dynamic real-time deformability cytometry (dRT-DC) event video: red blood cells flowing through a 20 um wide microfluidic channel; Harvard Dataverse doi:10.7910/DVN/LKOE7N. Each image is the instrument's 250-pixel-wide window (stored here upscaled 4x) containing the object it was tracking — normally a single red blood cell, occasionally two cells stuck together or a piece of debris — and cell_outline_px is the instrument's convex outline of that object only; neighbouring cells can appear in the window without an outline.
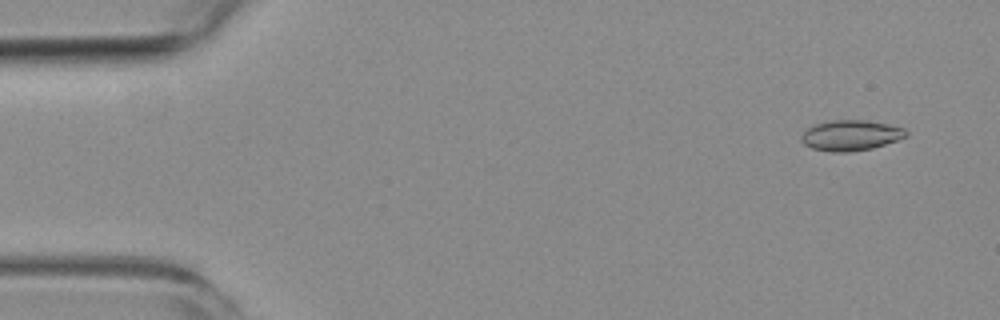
{"species": "common noctule bat (a hibernating species)", "species_latin": "Nyctalus noctula", "temperature_condition": "room temperature", "stored_images_in_passage": 10, "camera_frame_rate_fps": 3000, "um_per_image_px": 0.085, "animal": {"sex": "female", "body_mass_g": 19.3, "forearm_length_mm": 54.1}, "frame": {"image": 1, "passage_image": 2, "time_ms": 1.0, "image_size_px": [1000, 320], "cell_outline_px": [[908, 136], [872, 148], [848, 152], [832, 152], [812, 148], [804, 144], [800, 140], [800, 136], [808, 128], [816, 124], [832, 120], [864, 120], [888, 124], [904, 128], [908, 132]], "centroid_in_image_um": [72.31, 11.5], "position_along_channel_um": 12.7, "area_um2": 18.5}}
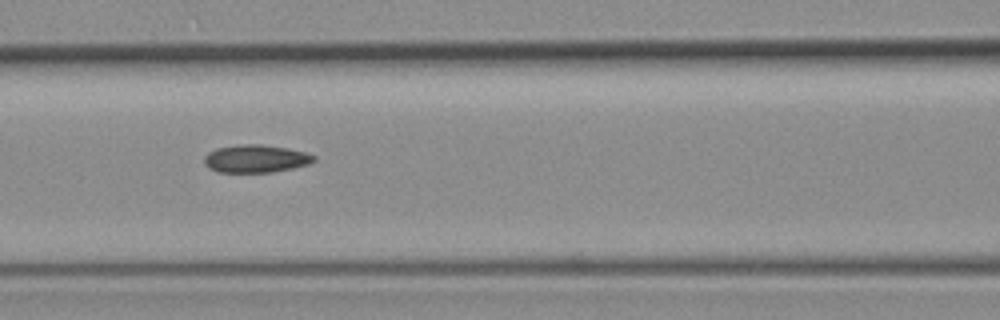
{"frame": {"image": 2, "passage_image": 7, "time_ms": 7.667, "image_size_px": [1000, 320], "cell_outline_px": [[316, 160], [308, 164], [292, 168], [272, 172], [216, 172], [208, 168], [204, 164], [204, 156], [208, 152], [216, 148], [240, 144], [264, 144], [288, 148], [304, 152], [316, 156]], "centroid_in_image_um": [21.71, 13.48], "position_along_channel_um": 144.9, "area_um2": 17.92}}
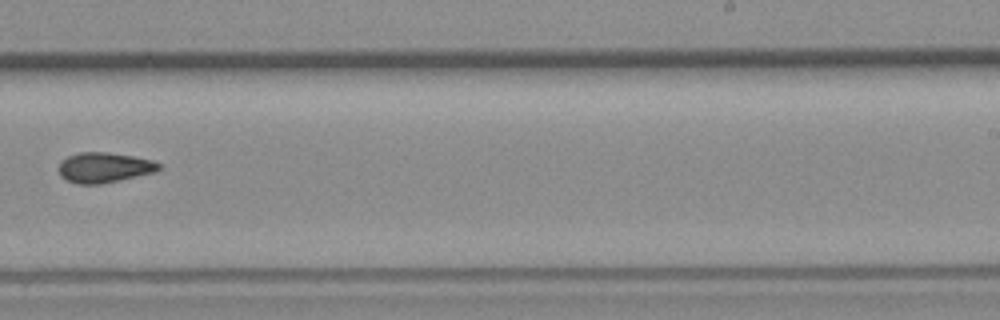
{"frame": {"image": 3, "passage_image": 10, "time_ms": 11.333, "image_size_px": [1000, 320], "cell_outline_px": [[160, 168], [156, 172], [120, 180], [100, 184], [76, 184], [60, 176], [60, 160], [68, 156], [80, 152], [108, 152], [132, 156], [152, 160], [160, 164]], "centroid_in_image_um": [8.86, 14.24], "position_along_channel_um": 280.1, "area_um2": 17.57}}